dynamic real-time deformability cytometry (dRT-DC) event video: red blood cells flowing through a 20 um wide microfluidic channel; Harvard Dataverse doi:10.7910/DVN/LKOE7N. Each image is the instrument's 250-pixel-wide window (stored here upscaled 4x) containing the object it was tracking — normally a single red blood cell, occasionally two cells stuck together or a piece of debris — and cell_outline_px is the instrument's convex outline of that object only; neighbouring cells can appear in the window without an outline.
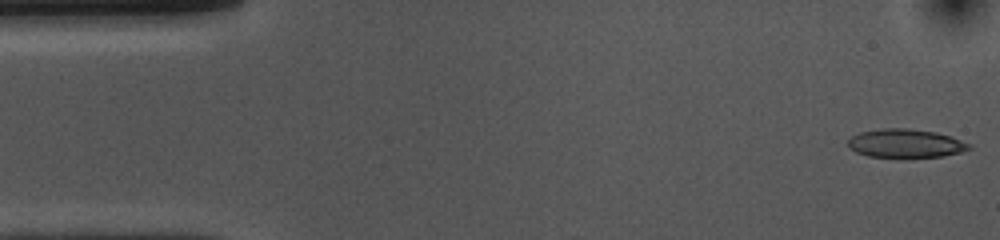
{"species": "common noctule bat (a hibernating species)", "species_latin": "Nyctalus noctula", "temperature_condition": "cold", "stored_images_in_passage": 52, "camera_frame_rate_fps": 3000, "um_per_image_px": 0.085, "animal": {"sex": "female", "body_mass_g": 10.0, "forearm_length_mm": 53.1}, "frame": {"image": 1, "passage_image": 1, "time_ms": 0.0, "image_size_px": [1000, 240], "cell_outline_px": [[972, 148], [960, 152], [944, 156], [868, 156], [856, 152], [848, 148], [848, 140], [852, 136], [860, 132], [880, 128], [908, 128], [936, 132], [952, 136], [972, 144]], "centroid_in_image_um": [76.99, 12.16], "position_along_channel_um": 8.0, "area_um2": 20.06}}
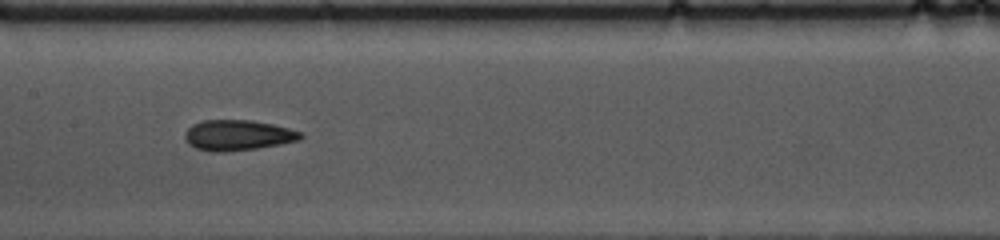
{"frame": {"image": 2, "passage_image": 24, "time_ms": 7.667, "image_size_px": [1000, 240], "cell_outline_px": [[304, 136], [300, 140], [280, 144], [256, 148], [224, 152], [212, 152], [196, 148], [188, 144], [184, 136], [184, 132], [192, 124], [204, 120], [252, 120], [272, 124], [304, 132]], "centroid_in_image_um": [20.22, 11.49], "position_along_channel_um": 187.2, "area_um2": 20.69}}
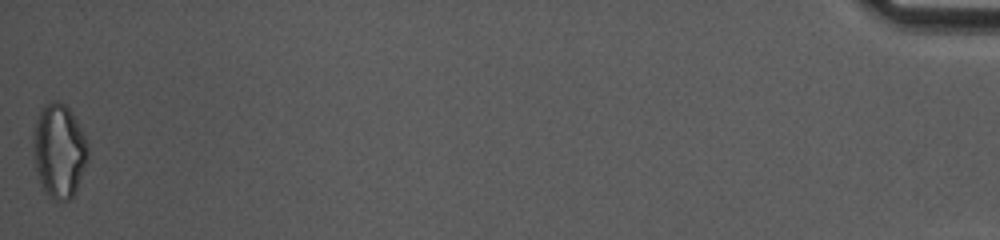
{"frame": {"image": 3, "passage_image": 52, "time_ms": 17.0, "image_size_px": [1000, 240], "cell_outline_px": [[88, 160], [76, 188], [72, 196], [68, 200], [56, 200], [44, 192], [36, 168], [32, 148], [32, 132], [40, 108], [44, 104], [52, 100], [56, 100], [64, 104], [72, 112], [84, 132], [88, 144]], "centroid_in_image_um": [5.01, 12.76], "position_along_channel_um": 430.2, "area_um2": 30.17}, "authors_computed_cell_mechanics": {"area_um2": 20.6635, "velocity_mm_per_s": 3.7264, "shape_relaxation_time_tau1_ms": null, "shape_relaxation_time_tau2_ms": 3.5442, "deformation_change_tau1": null, "deformation_change_tau2": 0.0968}}